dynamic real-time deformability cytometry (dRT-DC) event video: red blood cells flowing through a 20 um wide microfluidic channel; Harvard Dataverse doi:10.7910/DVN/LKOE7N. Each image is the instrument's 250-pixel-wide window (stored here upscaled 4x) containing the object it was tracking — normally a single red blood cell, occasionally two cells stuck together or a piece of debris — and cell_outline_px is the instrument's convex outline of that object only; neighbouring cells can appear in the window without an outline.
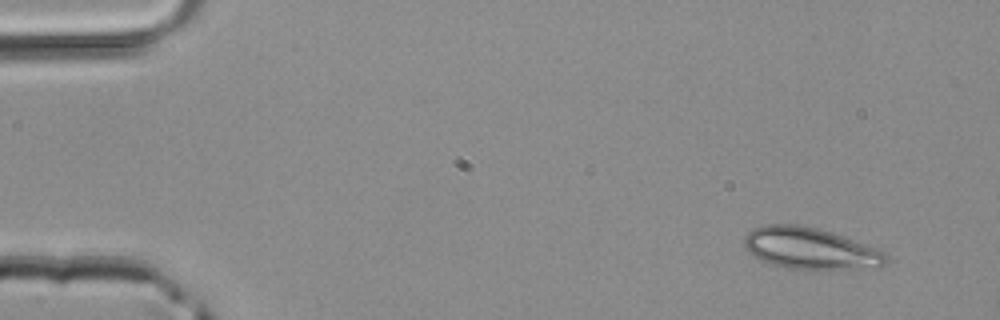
{"species": "common noctule bat (a hibernating species)", "species_latin": "Nyctalus noctula", "temperature_condition": "room temperature", "stored_images_in_passage": 3, "camera_frame_rate_fps": 3000, "um_per_image_px": 0.085, "animal": {"sex": "male", "body_mass_g": 20.4}, "frame": {"image": 1, "passage_image": 1, "time_ms": 0.0, "image_size_px": [1000, 320], "cell_outline_px": [[888, 256], [884, 264], [880, 268], [788, 268], [772, 264], [760, 260], [748, 252], [744, 248], [744, 236], [748, 232], [764, 224], [796, 224], [816, 228], [880, 248]], "centroid_in_image_um": [68.86, 21.11], "position_along_channel_um": 16.1, "area_um2": 34.04}}